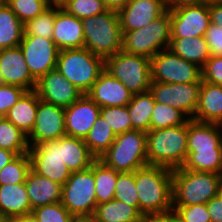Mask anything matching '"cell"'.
I'll list each match as a JSON object with an SVG mask.
<instances>
[{
  "instance_id": "6da1fadb",
  "label": "cell",
  "mask_w": 222,
  "mask_h": 222,
  "mask_svg": "<svg viewBox=\"0 0 222 222\" xmlns=\"http://www.w3.org/2000/svg\"><path fill=\"white\" fill-rule=\"evenodd\" d=\"M173 170L146 166L135 171V184L142 215H161L173 211Z\"/></svg>"
},
{
  "instance_id": "7a4b0ae2",
  "label": "cell",
  "mask_w": 222,
  "mask_h": 222,
  "mask_svg": "<svg viewBox=\"0 0 222 222\" xmlns=\"http://www.w3.org/2000/svg\"><path fill=\"white\" fill-rule=\"evenodd\" d=\"M146 134L148 165L172 170L183 166L187 158L188 122L180 126L149 130Z\"/></svg>"
},
{
  "instance_id": "3957f363",
  "label": "cell",
  "mask_w": 222,
  "mask_h": 222,
  "mask_svg": "<svg viewBox=\"0 0 222 222\" xmlns=\"http://www.w3.org/2000/svg\"><path fill=\"white\" fill-rule=\"evenodd\" d=\"M172 177V206H190L207 204L217 196L222 175L180 167L173 170Z\"/></svg>"
},
{
  "instance_id": "277c9868",
  "label": "cell",
  "mask_w": 222,
  "mask_h": 222,
  "mask_svg": "<svg viewBox=\"0 0 222 222\" xmlns=\"http://www.w3.org/2000/svg\"><path fill=\"white\" fill-rule=\"evenodd\" d=\"M84 48L104 60L122 50V31L117 11L82 19Z\"/></svg>"
},
{
  "instance_id": "5b68a950",
  "label": "cell",
  "mask_w": 222,
  "mask_h": 222,
  "mask_svg": "<svg viewBox=\"0 0 222 222\" xmlns=\"http://www.w3.org/2000/svg\"><path fill=\"white\" fill-rule=\"evenodd\" d=\"M56 69L84 95L105 69V60L86 48L65 49L58 53Z\"/></svg>"
},
{
  "instance_id": "8992f818",
  "label": "cell",
  "mask_w": 222,
  "mask_h": 222,
  "mask_svg": "<svg viewBox=\"0 0 222 222\" xmlns=\"http://www.w3.org/2000/svg\"><path fill=\"white\" fill-rule=\"evenodd\" d=\"M147 134L131 130L119 135L98 159L106 166L119 172H133L148 166Z\"/></svg>"
},
{
  "instance_id": "52a82bcc",
  "label": "cell",
  "mask_w": 222,
  "mask_h": 222,
  "mask_svg": "<svg viewBox=\"0 0 222 222\" xmlns=\"http://www.w3.org/2000/svg\"><path fill=\"white\" fill-rule=\"evenodd\" d=\"M171 15L169 9L160 17L138 30L122 31V50L151 59L159 51L169 48Z\"/></svg>"
},
{
  "instance_id": "ba28073f",
  "label": "cell",
  "mask_w": 222,
  "mask_h": 222,
  "mask_svg": "<svg viewBox=\"0 0 222 222\" xmlns=\"http://www.w3.org/2000/svg\"><path fill=\"white\" fill-rule=\"evenodd\" d=\"M105 70L132 94L149 91L152 83L150 59L123 50L105 59Z\"/></svg>"
},
{
  "instance_id": "9c48e42d",
  "label": "cell",
  "mask_w": 222,
  "mask_h": 222,
  "mask_svg": "<svg viewBox=\"0 0 222 222\" xmlns=\"http://www.w3.org/2000/svg\"><path fill=\"white\" fill-rule=\"evenodd\" d=\"M62 205L75 217H92L97 206L94 162L91 167L72 172L62 186Z\"/></svg>"
},
{
  "instance_id": "30bf717a",
  "label": "cell",
  "mask_w": 222,
  "mask_h": 222,
  "mask_svg": "<svg viewBox=\"0 0 222 222\" xmlns=\"http://www.w3.org/2000/svg\"><path fill=\"white\" fill-rule=\"evenodd\" d=\"M152 82L162 83H201L202 70L170 49L159 51L150 59Z\"/></svg>"
},
{
  "instance_id": "8fae6325",
  "label": "cell",
  "mask_w": 222,
  "mask_h": 222,
  "mask_svg": "<svg viewBox=\"0 0 222 222\" xmlns=\"http://www.w3.org/2000/svg\"><path fill=\"white\" fill-rule=\"evenodd\" d=\"M169 12L171 38L204 37L211 22L209 1L179 5Z\"/></svg>"
},
{
  "instance_id": "7c38bea8",
  "label": "cell",
  "mask_w": 222,
  "mask_h": 222,
  "mask_svg": "<svg viewBox=\"0 0 222 222\" xmlns=\"http://www.w3.org/2000/svg\"><path fill=\"white\" fill-rule=\"evenodd\" d=\"M31 168L46 178L64 185L71 171L62 160L61 137L58 140L44 141L36 146H29Z\"/></svg>"
},
{
  "instance_id": "4fadbf2b",
  "label": "cell",
  "mask_w": 222,
  "mask_h": 222,
  "mask_svg": "<svg viewBox=\"0 0 222 222\" xmlns=\"http://www.w3.org/2000/svg\"><path fill=\"white\" fill-rule=\"evenodd\" d=\"M201 83H162L152 82L149 88L155 102L169 105L193 119L199 98Z\"/></svg>"
},
{
  "instance_id": "5bb4252c",
  "label": "cell",
  "mask_w": 222,
  "mask_h": 222,
  "mask_svg": "<svg viewBox=\"0 0 222 222\" xmlns=\"http://www.w3.org/2000/svg\"><path fill=\"white\" fill-rule=\"evenodd\" d=\"M19 46L29 71L36 80L56 69L59 50L52 39L23 35Z\"/></svg>"
},
{
  "instance_id": "9a60e30c",
  "label": "cell",
  "mask_w": 222,
  "mask_h": 222,
  "mask_svg": "<svg viewBox=\"0 0 222 222\" xmlns=\"http://www.w3.org/2000/svg\"><path fill=\"white\" fill-rule=\"evenodd\" d=\"M66 136L64 108L39 100L34 128L27 136L29 146Z\"/></svg>"
},
{
  "instance_id": "2e32d148",
  "label": "cell",
  "mask_w": 222,
  "mask_h": 222,
  "mask_svg": "<svg viewBox=\"0 0 222 222\" xmlns=\"http://www.w3.org/2000/svg\"><path fill=\"white\" fill-rule=\"evenodd\" d=\"M35 91L40 100L62 108L71 106L83 95L57 69L41 76L36 82Z\"/></svg>"
},
{
  "instance_id": "e0dca14e",
  "label": "cell",
  "mask_w": 222,
  "mask_h": 222,
  "mask_svg": "<svg viewBox=\"0 0 222 222\" xmlns=\"http://www.w3.org/2000/svg\"><path fill=\"white\" fill-rule=\"evenodd\" d=\"M66 135L85 139L100 115V107L86 94L64 108Z\"/></svg>"
},
{
  "instance_id": "ac0fdd59",
  "label": "cell",
  "mask_w": 222,
  "mask_h": 222,
  "mask_svg": "<svg viewBox=\"0 0 222 222\" xmlns=\"http://www.w3.org/2000/svg\"><path fill=\"white\" fill-rule=\"evenodd\" d=\"M0 74L3 84L35 90L37 80L29 71L20 46L0 50Z\"/></svg>"
},
{
  "instance_id": "d6986e66",
  "label": "cell",
  "mask_w": 222,
  "mask_h": 222,
  "mask_svg": "<svg viewBox=\"0 0 222 222\" xmlns=\"http://www.w3.org/2000/svg\"><path fill=\"white\" fill-rule=\"evenodd\" d=\"M167 10L164 0H129L126 6L118 11L121 31L138 30Z\"/></svg>"
},
{
  "instance_id": "ffe728a7",
  "label": "cell",
  "mask_w": 222,
  "mask_h": 222,
  "mask_svg": "<svg viewBox=\"0 0 222 222\" xmlns=\"http://www.w3.org/2000/svg\"><path fill=\"white\" fill-rule=\"evenodd\" d=\"M52 40L59 51L84 48L83 24L77 17L68 14L55 2V21Z\"/></svg>"
},
{
  "instance_id": "44dd1931",
  "label": "cell",
  "mask_w": 222,
  "mask_h": 222,
  "mask_svg": "<svg viewBox=\"0 0 222 222\" xmlns=\"http://www.w3.org/2000/svg\"><path fill=\"white\" fill-rule=\"evenodd\" d=\"M86 95L100 108L127 106L133 97V94L105 69Z\"/></svg>"
},
{
  "instance_id": "7402d4cb",
  "label": "cell",
  "mask_w": 222,
  "mask_h": 222,
  "mask_svg": "<svg viewBox=\"0 0 222 222\" xmlns=\"http://www.w3.org/2000/svg\"><path fill=\"white\" fill-rule=\"evenodd\" d=\"M25 187L32 210L47 204L61 202L62 185L39 175L32 168L27 174Z\"/></svg>"
},
{
  "instance_id": "603a6c76",
  "label": "cell",
  "mask_w": 222,
  "mask_h": 222,
  "mask_svg": "<svg viewBox=\"0 0 222 222\" xmlns=\"http://www.w3.org/2000/svg\"><path fill=\"white\" fill-rule=\"evenodd\" d=\"M193 120L221 124L222 86L202 80L199 89L198 106Z\"/></svg>"
},
{
  "instance_id": "cb8c5ba5",
  "label": "cell",
  "mask_w": 222,
  "mask_h": 222,
  "mask_svg": "<svg viewBox=\"0 0 222 222\" xmlns=\"http://www.w3.org/2000/svg\"><path fill=\"white\" fill-rule=\"evenodd\" d=\"M31 212L25 182L0 185V213L4 217L30 216Z\"/></svg>"
},
{
  "instance_id": "d4e9b609",
  "label": "cell",
  "mask_w": 222,
  "mask_h": 222,
  "mask_svg": "<svg viewBox=\"0 0 222 222\" xmlns=\"http://www.w3.org/2000/svg\"><path fill=\"white\" fill-rule=\"evenodd\" d=\"M222 130L220 124L188 121L187 150H205L222 148Z\"/></svg>"
},
{
  "instance_id": "484cf974",
  "label": "cell",
  "mask_w": 222,
  "mask_h": 222,
  "mask_svg": "<svg viewBox=\"0 0 222 222\" xmlns=\"http://www.w3.org/2000/svg\"><path fill=\"white\" fill-rule=\"evenodd\" d=\"M39 100L35 90L26 91L4 117L28 136L34 128Z\"/></svg>"
},
{
  "instance_id": "4316f807",
  "label": "cell",
  "mask_w": 222,
  "mask_h": 222,
  "mask_svg": "<svg viewBox=\"0 0 222 222\" xmlns=\"http://www.w3.org/2000/svg\"><path fill=\"white\" fill-rule=\"evenodd\" d=\"M61 155L71 173L90 168L97 159L83 139L67 135L61 137Z\"/></svg>"
},
{
  "instance_id": "83f0119b",
  "label": "cell",
  "mask_w": 222,
  "mask_h": 222,
  "mask_svg": "<svg viewBox=\"0 0 222 222\" xmlns=\"http://www.w3.org/2000/svg\"><path fill=\"white\" fill-rule=\"evenodd\" d=\"M174 54L203 67L210 58V52L204 37L171 38L169 48Z\"/></svg>"
},
{
  "instance_id": "f1b7e54d",
  "label": "cell",
  "mask_w": 222,
  "mask_h": 222,
  "mask_svg": "<svg viewBox=\"0 0 222 222\" xmlns=\"http://www.w3.org/2000/svg\"><path fill=\"white\" fill-rule=\"evenodd\" d=\"M24 34V24L3 0L0 2V50L18 47Z\"/></svg>"
},
{
  "instance_id": "f546056e",
  "label": "cell",
  "mask_w": 222,
  "mask_h": 222,
  "mask_svg": "<svg viewBox=\"0 0 222 222\" xmlns=\"http://www.w3.org/2000/svg\"><path fill=\"white\" fill-rule=\"evenodd\" d=\"M142 216L134 206L112 199L98 204L92 218L96 222H137Z\"/></svg>"
},
{
  "instance_id": "4dcf8cb0",
  "label": "cell",
  "mask_w": 222,
  "mask_h": 222,
  "mask_svg": "<svg viewBox=\"0 0 222 222\" xmlns=\"http://www.w3.org/2000/svg\"><path fill=\"white\" fill-rule=\"evenodd\" d=\"M182 168L222 175V148L187 150Z\"/></svg>"
},
{
  "instance_id": "1f68e13d",
  "label": "cell",
  "mask_w": 222,
  "mask_h": 222,
  "mask_svg": "<svg viewBox=\"0 0 222 222\" xmlns=\"http://www.w3.org/2000/svg\"><path fill=\"white\" fill-rule=\"evenodd\" d=\"M155 100L150 91L133 94L132 100L127 105L132 122V130L148 132L150 130L151 114Z\"/></svg>"
},
{
  "instance_id": "d6a6232c",
  "label": "cell",
  "mask_w": 222,
  "mask_h": 222,
  "mask_svg": "<svg viewBox=\"0 0 222 222\" xmlns=\"http://www.w3.org/2000/svg\"><path fill=\"white\" fill-rule=\"evenodd\" d=\"M119 171L106 166L102 161H94L95 195L97 205L114 199Z\"/></svg>"
},
{
  "instance_id": "836d02e7",
  "label": "cell",
  "mask_w": 222,
  "mask_h": 222,
  "mask_svg": "<svg viewBox=\"0 0 222 222\" xmlns=\"http://www.w3.org/2000/svg\"><path fill=\"white\" fill-rule=\"evenodd\" d=\"M115 139L116 134L108 122L99 115L84 141L90 152L98 159L109 149Z\"/></svg>"
},
{
  "instance_id": "e575fe53",
  "label": "cell",
  "mask_w": 222,
  "mask_h": 222,
  "mask_svg": "<svg viewBox=\"0 0 222 222\" xmlns=\"http://www.w3.org/2000/svg\"><path fill=\"white\" fill-rule=\"evenodd\" d=\"M0 148L14 152L17 156L29 153L27 135L5 117L0 119Z\"/></svg>"
},
{
  "instance_id": "d590c367",
  "label": "cell",
  "mask_w": 222,
  "mask_h": 222,
  "mask_svg": "<svg viewBox=\"0 0 222 222\" xmlns=\"http://www.w3.org/2000/svg\"><path fill=\"white\" fill-rule=\"evenodd\" d=\"M190 119L178 109L155 102L151 114L150 130L186 124Z\"/></svg>"
},
{
  "instance_id": "8d00e7d4",
  "label": "cell",
  "mask_w": 222,
  "mask_h": 222,
  "mask_svg": "<svg viewBox=\"0 0 222 222\" xmlns=\"http://www.w3.org/2000/svg\"><path fill=\"white\" fill-rule=\"evenodd\" d=\"M30 169L29 153L18 155L0 170V185L24 183Z\"/></svg>"
},
{
  "instance_id": "74e56055",
  "label": "cell",
  "mask_w": 222,
  "mask_h": 222,
  "mask_svg": "<svg viewBox=\"0 0 222 222\" xmlns=\"http://www.w3.org/2000/svg\"><path fill=\"white\" fill-rule=\"evenodd\" d=\"M55 21V2L43 13L24 24V34L52 39Z\"/></svg>"
},
{
  "instance_id": "f35d334b",
  "label": "cell",
  "mask_w": 222,
  "mask_h": 222,
  "mask_svg": "<svg viewBox=\"0 0 222 222\" xmlns=\"http://www.w3.org/2000/svg\"><path fill=\"white\" fill-rule=\"evenodd\" d=\"M58 3L68 14L80 20L108 10L103 0H60Z\"/></svg>"
},
{
  "instance_id": "ab89813d",
  "label": "cell",
  "mask_w": 222,
  "mask_h": 222,
  "mask_svg": "<svg viewBox=\"0 0 222 222\" xmlns=\"http://www.w3.org/2000/svg\"><path fill=\"white\" fill-rule=\"evenodd\" d=\"M20 21L25 24L48 9L52 0H4Z\"/></svg>"
},
{
  "instance_id": "60d3db41",
  "label": "cell",
  "mask_w": 222,
  "mask_h": 222,
  "mask_svg": "<svg viewBox=\"0 0 222 222\" xmlns=\"http://www.w3.org/2000/svg\"><path fill=\"white\" fill-rule=\"evenodd\" d=\"M114 199L134 206L139 211V199L135 184V171L119 172Z\"/></svg>"
},
{
  "instance_id": "b9f144b4",
  "label": "cell",
  "mask_w": 222,
  "mask_h": 222,
  "mask_svg": "<svg viewBox=\"0 0 222 222\" xmlns=\"http://www.w3.org/2000/svg\"><path fill=\"white\" fill-rule=\"evenodd\" d=\"M100 115L108 122L116 135L132 130V122L127 106L101 107Z\"/></svg>"
},
{
  "instance_id": "7bdbcfd3",
  "label": "cell",
  "mask_w": 222,
  "mask_h": 222,
  "mask_svg": "<svg viewBox=\"0 0 222 222\" xmlns=\"http://www.w3.org/2000/svg\"><path fill=\"white\" fill-rule=\"evenodd\" d=\"M30 217L34 222H73L75 218L61 202L37 207Z\"/></svg>"
},
{
  "instance_id": "ee69618b",
  "label": "cell",
  "mask_w": 222,
  "mask_h": 222,
  "mask_svg": "<svg viewBox=\"0 0 222 222\" xmlns=\"http://www.w3.org/2000/svg\"><path fill=\"white\" fill-rule=\"evenodd\" d=\"M172 209L182 222H211L206 204L172 206Z\"/></svg>"
},
{
  "instance_id": "f6af8a7d",
  "label": "cell",
  "mask_w": 222,
  "mask_h": 222,
  "mask_svg": "<svg viewBox=\"0 0 222 222\" xmlns=\"http://www.w3.org/2000/svg\"><path fill=\"white\" fill-rule=\"evenodd\" d=\"M22 87L9 84L0 85V115L4 117L7 112L19 101L26 92Z\"/></svg>"
},
{
  "instance_id": "bcb514c9",
  "label": "cell",
  "mask_w": 222,
  "mask_h": 222,
  "mask_svg": "<svg viewBox=\"0 0 222 222\" xmlns=\"http://www.w3.org/2000/svg\"><path fill=\"white\" fill-rule=\"evenodd\" d=\"M202 70V80L222 86V57L210 56Z\"/></svg>"
},
{
  "instance_id": "7dc6e473",
  "label": "cell",
  "mask_w": 222,
  "mask_h": 222,
  "mask_svg": "<svg viewBox=\"0 0 222 222\" xmlns=\"http://www.w3.org/2000/svg\"><path fill=\"white\" fill-rule=\"evenodd\" d=\"M204 38L207 42L210 56L222 57V27L210 22Z\"/></svg>"
},
{
  "instance_id": "c3c4849f",
  "label": "cell",
  "mask_w": 222,
  "mask_h": 222,
  "mask_svg": "<svg viewBox=\"0 0 222 222\" xmlns=\"http://www.w3.org/2000/svg\"><path fill=\"white\" fill-rule=\"evenodd\" d=\"M206 206L211 218V222H222V196L218 194L212 198L206 204Z\"/></svg>"
},
{
  "instance_id": "681fc988",
  "label": "cell",
  "mask_w": 222,
  "mask_h": 222,
  "mask_svg": "<svg viewBox=\"0 0 222 222\" xmlns=\"http://www.w3.org/2000/svg\"><path fill=\"white\" fill-rule=\"evenodd\" d=\"M211 23L222 27V0H209Z\"/></svg>"
},
{
  "instance_id": "f907efd6",
  "label": "cell",
  "mask_w": 222,
  "mask_h": 222,
  "mask_svg": "<svg viewBox=\"0 0 222 222\" xmlns=\"http://www.w3.org/2000/svg\"><path fill=\"white\" fill-rule=\"evenodd\" d=\"M108 10L120 11L126 6L129 0H103Z\"/></svg>"
},
{
  "instance_id": "816d5d0a",
  "label": "cell",
  "mask_w": 222,
  "mask_h": 222,
  "mask_svg": "<svg viewBox=\"0 0 222 222\" xmlns=\"http://www.w3.org/2000/svg\"><path fill=\"white\" fill-rule=\"evenodd\" d=\"M16 157L17 155L14 152L0 148V170Z\"/></svg>"
},
{
  "instance_id": "f5cc1de1",
  "label": "cell",
  "mask_w": 222,
  "mask_h": 222,
  "mask_svg": "<svg viewBox=\"0 0 222 222\" xmlns=\"http://www.w3.org/2000/svg\"><path fill=\"white\" fill-rule=\"evenodd\" d=\"M205 0H164L165 5L168 9H172L176 6L183 5V4H195L200 3Z\"/></svg>"
},
{
  "instance_id": "db71d44e",
  "label": "cell",
  "mask_w": 222,
  "mask_h": 222,
  "mask_svg": "<svg viewBox=\"0 0 222 222\" xmlns=\"http://www.w3.org/2000/svg\"><path fill=\"white\" fill-rule=\"evenodd\" d=\"M161 222H182L174 211L161 214Z\"/></svg>"
},
{
  "instance_id": "11a10c76",
  "label": "cell",
  "mask_w": 222,
  "mask_h": 222,
  "mask_svg": "<svg viewBox=\"0 0 222 222\" xmlns=\"http://www.w3.org/2000/svg\"><path fill=\"white\" fill-rule=\"evenodd\" d=\"M137 222H161V215H143Z\"/></svg>"
},
{
  "instance_id": "9f6ffc18",
  "label": "cell",
  "mask_w": 222,
  "mask_h": 222,
  "mask_svg": "<svg viewBox=\"0 0 222 222\" xmlns=\"http://www.w3.org/2000/svg\"><path fill=\"white\" fill-rule=\"evenodd\" d=\"M3 222H28V216L4 217Z\"/></svg>"
},
{
  "instance_id": "6f0895ef",
  "label": "cell",
  "mask_w": 222,
  "mask_h": 222,
  "mask_svg": "<svg viewBox=\"0 0 222 222\" xmlns=\"http://www.w3.org/2000/svg\"><path fill=\"white\" fill-rule=\"evenodd\" d=\"M73 222H96L92 217L74 218Z\"/></svg>"
},
{
  "instance_id": "680465c9",
  "label": "cell",
  "mask_w": 222,
  "mask_h": 222,
  "mask_svg": "<svg viewBox=\"0 0 222 222\" xmlns=\"http://www.w3.org/2000/svg\"><path fill=\"white\" fill-rule=\"evenodd\" d=\"M219 194L222 196V177L219 184Z\"/></svg>"
},
{
  "instance_id": "91938a15",
  "label": "cell",
  "mask_w": 222,
  "mask_h": 222,
  "mask_svg": "<svg viewBox=\"0 0 222 222\" xmlns=\"http://www.w3.org/2000/svg\"><path fill=\"white\" fill-rule=\"evenodd\" d=\"M4 216L0 213V222H3Z\"/></svg>"
},
{
  "instance_id": "94428289",
  "label": "cell",
  "mask_w": 222,
  "mask_h": 222,
  "mask_svg": "<svg viewBox=\"0 0 222 222\" xmlns=\"http://www.w3.org/2000/svg\"><path fill=\"white\" fill-rule=\"evenodd\" d=\"M28 222H34L33 220H31L30 216H28Z\"/></svg>"
},
{
  "instance_id": "6125c7cd",
  "label": "cell",
  "mask_w": 222,
  "mask_h": 222,
  "mask_svg": "<svg viewBox=\"0 0 222 222\" xmlns=\"http://www.w3.org/2000/svg\"><path fill=\"white\" fill-rule=\"evenodd\" d=\"M1 84H3V83H2V78H1V74H0V85H1Z\"/></svg>"
}]
</instances>
